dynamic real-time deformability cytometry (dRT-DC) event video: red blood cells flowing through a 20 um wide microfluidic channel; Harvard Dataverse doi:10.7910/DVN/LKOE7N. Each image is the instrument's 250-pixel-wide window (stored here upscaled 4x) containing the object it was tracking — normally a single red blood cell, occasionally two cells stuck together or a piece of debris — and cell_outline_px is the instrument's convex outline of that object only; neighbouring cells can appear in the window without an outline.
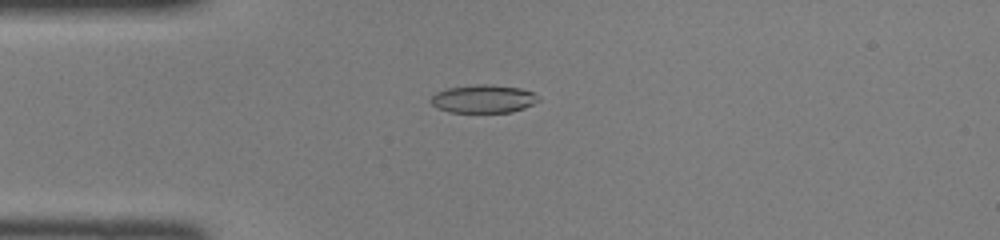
{"species": "common noctule bat (a hibernating species)", "species_latin": "Nyctalus noctula", "temperature_condition": "room temperature", "stored_images_in_passage": 46, "camera_frame_rate_fps": 3000, "um_per_image_px": 0.085, "animal": {"sex": "female", "body_mass_g": 22.0, "forearm_length_mm": 56.7}, "frame": {"image": 1, "passage_image": 12, "time_ms": 3.667, "image_size_px": [1000, 240], "cell_outline_px": [[540, 100], [524, 108], [512, 112], [448, 112], [436, 108], [428, 100], [436, 92], [448, 88], [476, 84], [488, 84], [520, 88], [532, 92], [540, 96]], "centroid_in_image_um": [41.07, 8.4], "position_along_channel_um": 43.9, "area_um2": 17.74}}
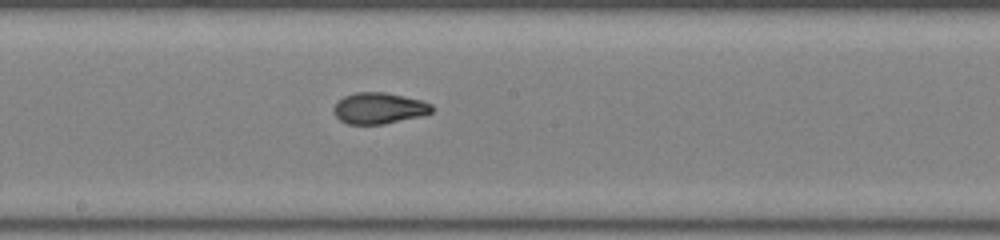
{"frame": {"image": 2, "passage_image": 25, "time_ms": 8.0, "image_size_px": [1000, 240], "cell_outline_px": [[436, 108], [432, 112], [424, 116], [384, 124], [348, 124], [340, 120], [332, 112], [332, 108], [344, 96], [356, 92], [384, 92], [404, 96], [420, 100], [432, 104]], "centroid_in_image_um": [32.25, 9.21], "position_along_channel_um": 216.0, "area_um2": 18.03}}
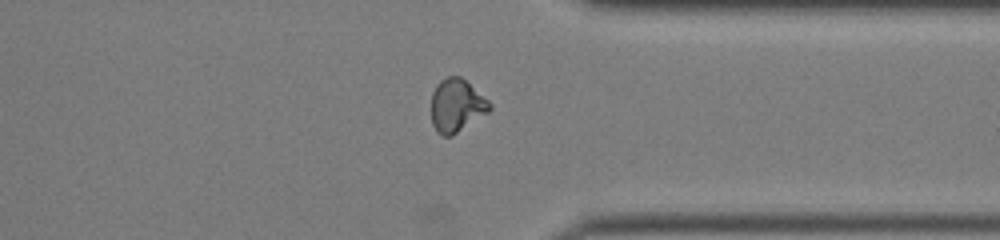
{"frame": {"image": 3, "passage_image": 36, "time_ms": 11.667, "image_size_px": [1000, 240], "cell_outline_px": [[492, 108], [488, 112], [452, 136], [444, 136], [436, 132], [432, 124], [432, 92], [436, 84], [440, 80], [448, 76], [460, 76], [488, 100], [492, 104]], "centroid_in_image_um": [38.79, 8.97], "position_along_channel_um": 372.6, "area_um2": 17.98}}